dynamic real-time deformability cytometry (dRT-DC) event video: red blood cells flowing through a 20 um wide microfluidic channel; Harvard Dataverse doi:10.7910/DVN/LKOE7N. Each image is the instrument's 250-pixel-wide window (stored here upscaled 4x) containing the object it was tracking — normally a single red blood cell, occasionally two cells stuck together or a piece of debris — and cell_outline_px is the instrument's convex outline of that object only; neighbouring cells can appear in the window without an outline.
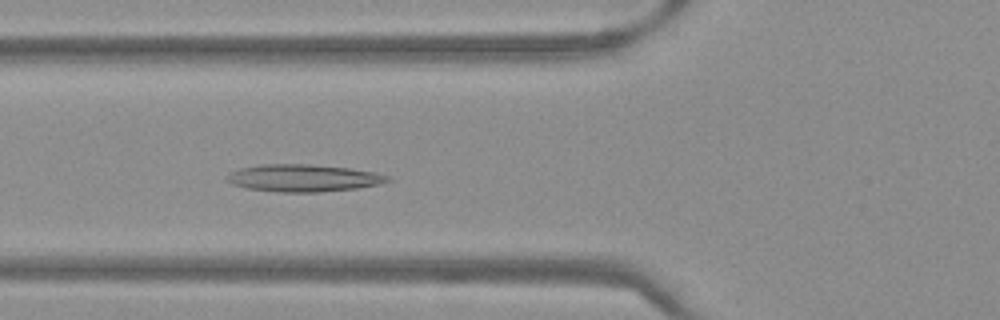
{"species": "Egyptian fruit bat (a non-hibernating species)", "species_latin": "Rousettus aegyptiacus", "temperature_condition": "warm", "stored_images_in_passage": 50, "camera_frame_rate_fps": 3000, "um_per_image_px": 0.085, "frame": {"image": 1, "passage_image": 18, "time_ms": 5.667, "image_size_px": [1000, 320], "cell_outline_px": [[392, 180], [380, 184], [356, 188], [320, 192], [280, 192], [244, 188], [232, 184], [228, 180], [228, 176], [232, 172], [240, 168], [264, 164], [308, 164], [348, 168], [372, 172], [388, 176]], "centroid_in_image_um": [25.79, 15.14], "position_along_channel_um": 100.0, "area_um2": 25.26}}
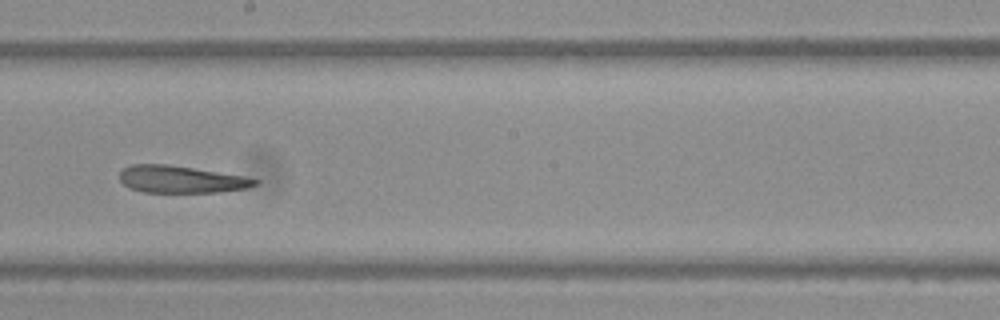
{"frame": {"image": 2, "passage_image": 28, "time_ms": 9.0, "image_size_px": [1000, 320], "cell_outline_px": [[260, 184], [248, 188], [216, 192], [144, 192], [128, 188], [120, 180], [120, 172], [124, 168], [132, 164], [168, 164], [244, 176], [260, 180]], "centroid_in_image_um": [15.41, 15.24], "position_along_channel_um": 232.8, "area_um2": 21.44}}
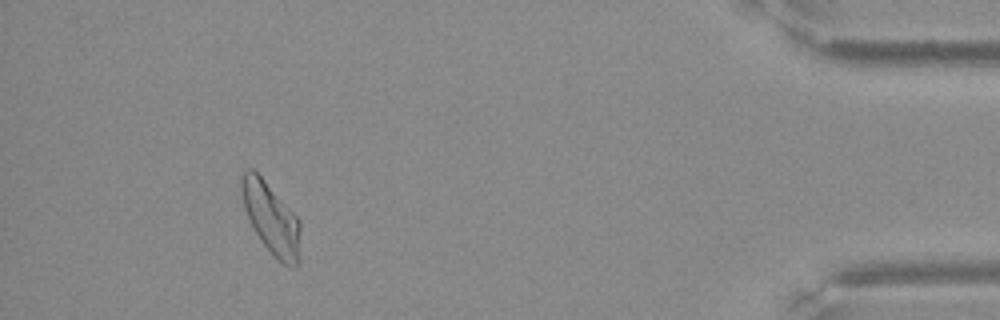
{"frame": {"image": 3, "passage_image": 46, "time_ms": 15.0, "image_size_px": [1000, 320], "cell_outline_px": [[300, 264], [296, 268], [288, 268], [260, 240], [252, 228], [244, 208], [240, 192], [240, 176], [248, 168], [252, 168], [264, 180], [300, 220]], "centroid_in_image_um": [23.05, 18.58], "position_along_channel_um": 412.2, "area_um2": 24.57}}